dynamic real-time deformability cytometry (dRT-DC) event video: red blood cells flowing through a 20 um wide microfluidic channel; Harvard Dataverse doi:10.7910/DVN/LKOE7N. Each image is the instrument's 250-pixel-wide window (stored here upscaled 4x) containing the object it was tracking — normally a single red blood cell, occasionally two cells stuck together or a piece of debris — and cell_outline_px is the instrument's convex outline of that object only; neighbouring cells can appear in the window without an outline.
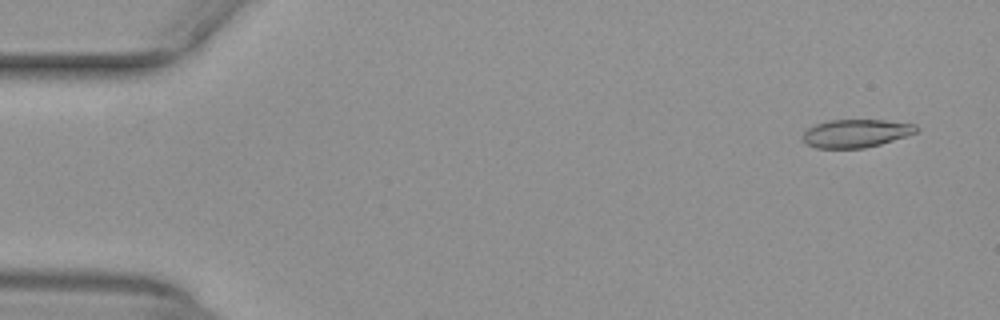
{"species": "common noctule bat (a hibernating species)", "species_latin": "Nyctalus noctula", "temperature_condition": "warm", "stored_images_in_passage": 17, "camera_frame_rate_fps": 3000, "um_per_image_px": 0.085, "animal": {"sex": "female", "body_mass_g": 29.2, "forearm_length_mm": 56.3}, "frame": {"image": 1, "passage_image": 3, "time_ms": 0.667, "image_size_px": [1000, 320], "cell_outline_px": [[920, 128], [916, 132], [908, 136], [880, 144], [864, 148], [816, 148], [808, 144], [804, 140], [804, 128], [828, 120], [884, 120], [916, 124]], "centroid_in_image_um": [72.78, 11.32], "position_along_channel_um": 12.2, "area_um2": 18.67}}
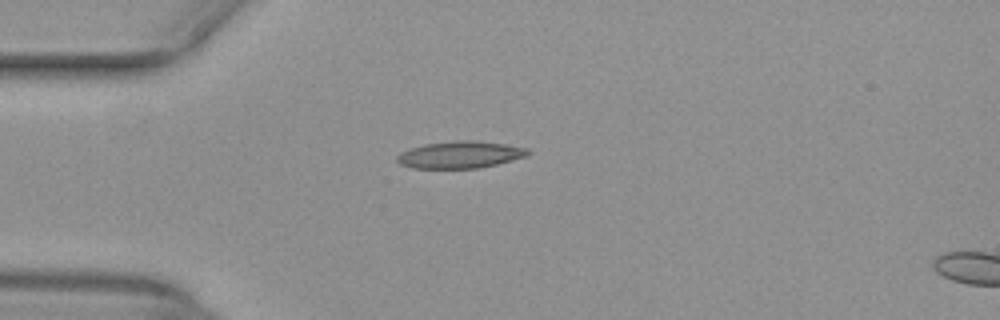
{"frame": {"image": 2, "passage_image": 14, "time_ms": 4.333, "image_size_px": [1000, 320], "cell_outline_px": [[532, 152], [528, 156], [480, 168], [412, 168], [400, 164], [396, 160], [396, 156], [400, 152], [424, 144], [456, 140], [476, 140], [504, 144], [528, 148]], "centroid_in_image_um": [39.13, 13.15], "position_along_channel_um": 45.9, "area_um2": 20.69}}